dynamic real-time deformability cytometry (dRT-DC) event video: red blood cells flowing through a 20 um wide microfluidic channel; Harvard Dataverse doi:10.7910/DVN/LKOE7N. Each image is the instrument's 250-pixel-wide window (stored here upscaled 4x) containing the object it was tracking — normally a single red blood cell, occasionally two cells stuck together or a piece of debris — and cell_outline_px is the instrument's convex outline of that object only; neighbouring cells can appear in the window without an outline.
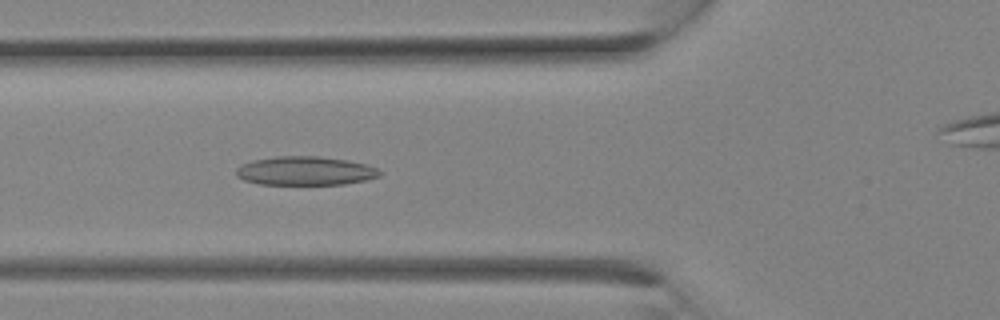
{"species": "Egyptian fruit bat (a non-hibernating species)", "species_latin": "Rousettus aegyptiacus", "temperature_condition": "room temperature", "stored_images_in_passage": 10, "camera_frame_rate_fps": 3000, "um_per_image_px": 0.085, "animal": {"sex": "female"}, "frame": {"image": 1, "passage_image": 10, "time_ms": 3.0, "image_size_px": [1000, 320], "cell_outline_px": [[384, 172], [380, 176], [364, 180], [344, 184], [260, 184], [244, 180], [236, 176], [236, 168], [240, 164], [252, 160], [276, 156], [320, 156], [348, 160], [364, 164], [376, 168]], "centroid_in_image_um": [25.92, 14.51], "position_along_channel_um": 99.9, "area_um2": 24.16}}